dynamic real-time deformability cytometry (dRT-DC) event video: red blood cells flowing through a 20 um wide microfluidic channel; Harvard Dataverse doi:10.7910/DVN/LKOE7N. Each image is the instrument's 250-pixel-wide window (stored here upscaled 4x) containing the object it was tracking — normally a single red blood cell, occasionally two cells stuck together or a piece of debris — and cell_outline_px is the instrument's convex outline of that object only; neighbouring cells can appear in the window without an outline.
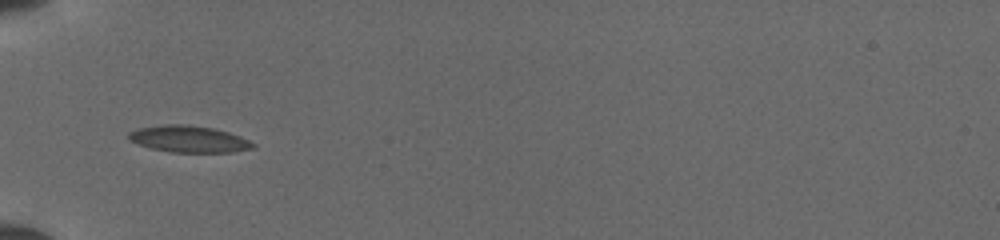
{"species": "common noctule bat (a hibernating species)", "species_latin": "Nyctalus noctula", "temperature_condition": "cold", "stored_images_in_passage": 33, "camera_frame_rate_fps": 3000, "um_per_image_px": 0.085, "animal": {"sex": "female", "body_mass_g": 19.5, "forearm_length_mm": 54.1}, "frame": {"image": 1, "passage_image": 1, "time_ms": 0.0, "image_size_px": [1000, 240], "cell_outline_px": [[256, 144], [252, 148], [232, 152], [172, 152], [152, 148], [128, 140], [128, 132], [136, 128], [164, 124], [184, 124], [212, 128], [228, 132], [248, 140]], "centroid_in_image_um": [16.01, 11.81], "position_along_channel_um": 69.0, "area_um2": 19.13}}
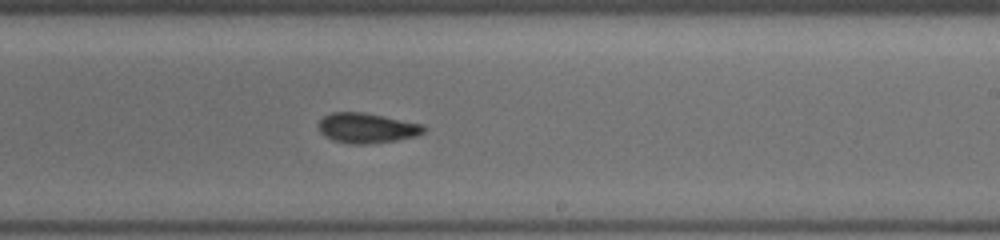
{"frame": {"image": 2, "passage_image": 15, "time_ms": 4.667, "image_size_px": [1000, 240], "cell_outline_px": [[424, 132], [416, 136], [396, 140], [368, 144], [348, 144], [332, 140], [324, 136], [320, 132], [320, 120], [324, 116], [332, 112], [360, 112], [420, 124], [424, 128]], "centroid_in_image_um": [31.12, 10.9], "position_along_channel_um": 257.9, "area_um2": 18.03}}
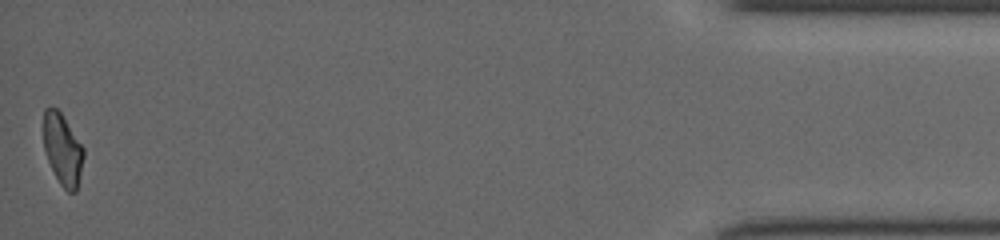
{"frame": {"image": 3, "passage_image": 33, "time_ms": 10.667, "image_size_px": [1000, 240], "cell_outline_px": [[84, 156], [76, 192], [68, 192], [60, 184], [48, 160], [44, 148], [44, 108], [56, 108], [60, 112], [84, 148]], "centroid_in_image_um": [5.33, 12.71], "position_along_channel_um": 429.9, "area_um2": 16.3}}